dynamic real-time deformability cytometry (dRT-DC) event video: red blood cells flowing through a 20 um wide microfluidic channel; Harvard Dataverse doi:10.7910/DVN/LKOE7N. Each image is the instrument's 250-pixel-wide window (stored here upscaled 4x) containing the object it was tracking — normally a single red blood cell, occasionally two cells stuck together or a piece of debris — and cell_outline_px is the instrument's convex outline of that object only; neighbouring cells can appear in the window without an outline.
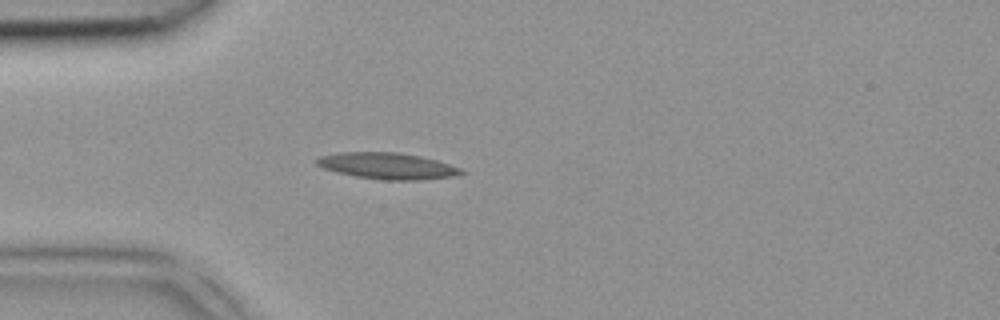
{"species": "common noctule bat (a hibernating species)", "species_latin": "Nyctalus noctula", "temperature_condition": "room temperature", "stored_images_in_passage": 3, "camera_frame_rate_fps": 3000, "um_per_image_px": 0.085, "animal": {"sex": "female", "body_mass_g": 18.4}, "frame": {"image": 1, "passage_image": 3, "time_ms": 0.667, "image_size_px": [1000, 320], "cell_outline_px": [[468, 172], [452, 176], [420, 180], [384, 180], [356, 176], [336, 172], [324, 168], [316, 164], [312, 160], [320, 156], [340, 152], [400, 152], [420, 156], [436, 160], [460, 168]], "centroid_in_image_um": [32.9, 14.09], "position_along_channel_um": 52.1, "area_um2": 22.2}}